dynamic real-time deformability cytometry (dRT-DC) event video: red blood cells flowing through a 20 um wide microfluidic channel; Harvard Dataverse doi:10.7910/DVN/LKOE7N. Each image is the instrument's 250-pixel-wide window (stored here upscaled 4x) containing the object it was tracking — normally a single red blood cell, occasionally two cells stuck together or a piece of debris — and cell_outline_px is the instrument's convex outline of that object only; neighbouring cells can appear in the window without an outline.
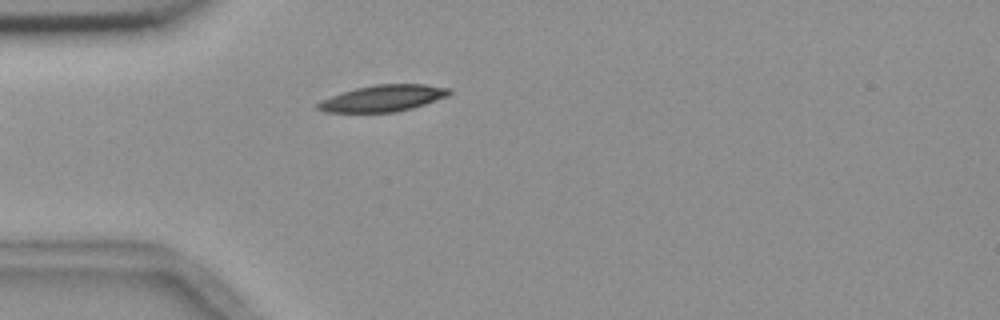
{"species": "common noctule bat (a hibernating species)", "species_latin": "Nyctalus noctula", "temperature_condition": "room temperature", "stored_images_in_passage": 38, "camera_frame_rate_fps": 3000, "um_per_image_px": 0.085, "animal": {"sex": "female", "body_mass_g": 18.4}, "frame": {"image": 1, "passage_image": 1, "time_ms": 0.0, "image_size_px": [1000, 320], "cell_outline_px": [[452, 92], [448, 96], [412, 108], [396, 112], [324, 112], [316, 108], [316, 104], [332, 96], [356, 88], [376, 84], [424, 84], [452, 88]], "centroid_in_image_um": [32.61, 8.35], "position_along_channel_um": 52.4, "area_um2": 20.11}}
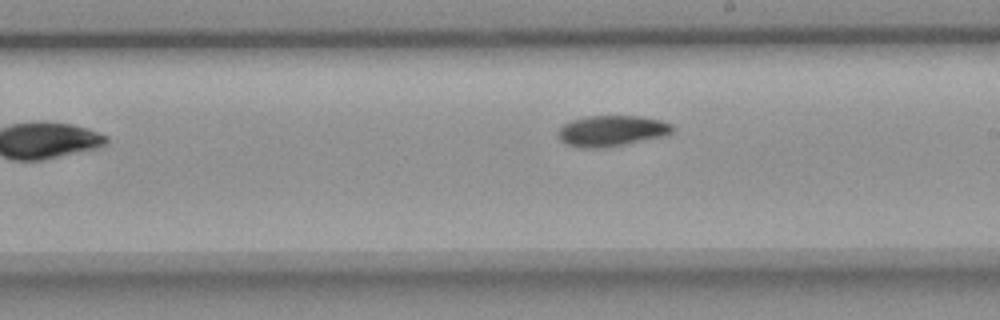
{"frame": {"image": 2, "passage_image": 17, "time_ms": 5.333, "image_size_px": [1000, 320], "cell_outline_px": [[672, 132], [664, 136], [608, 148], [580, 148], [564, 144], [560, 140], [560, 128], [568, 120], [584, 116], [640, 116], [660, 120], [672, 124]], "centroid_in_image_um": [51.97, 11.13], "position_along_channel_um": 237.0, "area_um2": 20.75}}
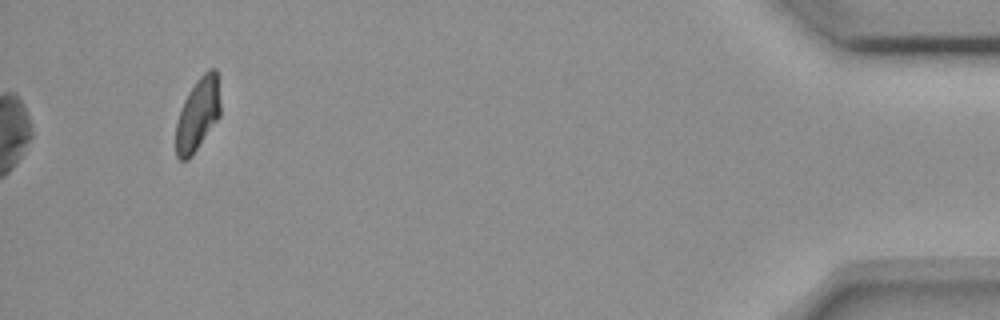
{"frame": {"image": 3, "passage_image": 38, "time_ms": 12.333, "image_size_px": [1000, 320], "cell_outline_px": [[220, 116], [192, 156], [188, 160], [180, 160], [176, 156], [176, 124], [184, 100], [196, 80], [208, 68], [216, 68], [220, 104]], "centroid_in_image_um": [16.81, 9.73], "position_along_channel_um": 418.4, "area_um2": 18.79}, "authors_computed_cell_mechanics": {"area_um2": 20.4612, "velocity_mm_per_s": 3.6385, "shape_relaxation_time_tau1_ms": 3.4114, "shape_relaxation_time_tau2_ms": null, "deformation_change_tau1": 0.1249, "deformation_change_tau2": null}}